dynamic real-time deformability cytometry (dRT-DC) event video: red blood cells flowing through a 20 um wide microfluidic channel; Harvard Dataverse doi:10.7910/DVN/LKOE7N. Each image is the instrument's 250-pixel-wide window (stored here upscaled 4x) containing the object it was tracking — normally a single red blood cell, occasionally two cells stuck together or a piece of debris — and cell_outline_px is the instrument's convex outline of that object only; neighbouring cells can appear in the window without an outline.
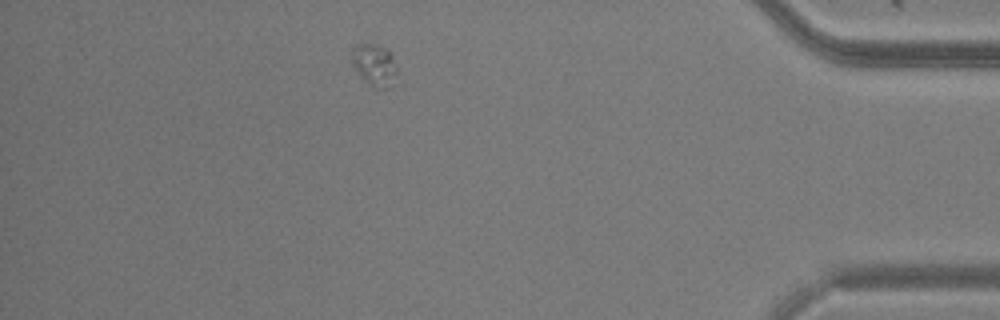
{"species": "common noctule bat (a hibernating species)", "species_latin": "Nyctalus noctula", "temperature_condition": "warm", "stored_images_in_passage": 40, "camera_frame_rate_fps": 3000, "um_per_image_px": 0.085, "animal": {"sex": "male", "body_mass_g": 20.5, "forearm_length_mm": 52.5}, "frame": {"image": 1, "passage_image": 34, "time_ms": 11.0, "image_size_px": [1000, 320], "cell_outline_px": [[396, 72], [392, 88], [384, 88], [368, 84], [356, 72], [352, 64], [352, 48], [356, 44], [376, 44], [384, 48], [392, 56], [396, 64]], "centroid_in_image_um": [31.81, 5.52], "position_along_channel_um": 403.4, "area_um2": 10.98}}